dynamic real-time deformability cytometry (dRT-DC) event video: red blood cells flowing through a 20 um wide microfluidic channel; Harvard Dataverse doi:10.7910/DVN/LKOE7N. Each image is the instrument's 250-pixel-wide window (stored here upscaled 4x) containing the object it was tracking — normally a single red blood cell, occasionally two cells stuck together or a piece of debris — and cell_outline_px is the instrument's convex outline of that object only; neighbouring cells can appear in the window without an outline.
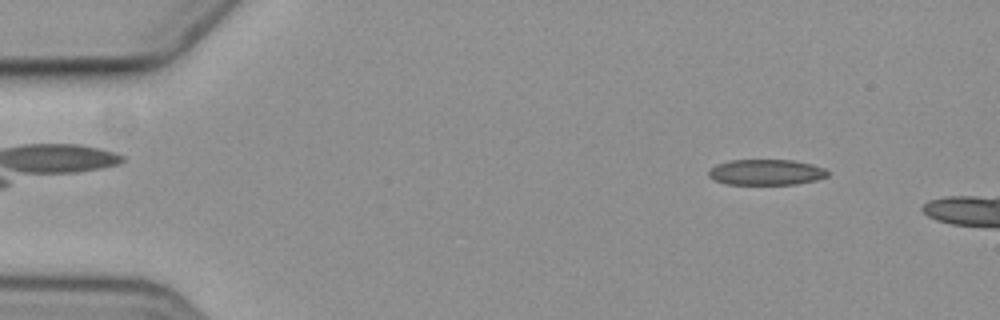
{"species": "common noctule bat (a hibernating species)", "species_latin": "Nyctalus noctula", "temperature_condition": "cold", "stored_images_in_passage": 2, "camera_frame_rate_fps": 3000, "um_per_image_px": 0.085, "animal": {"sex": "female", "body_mass_g": 19.3, "forearm_length_mm": 54.1}, "frame": {"image": 1, "passage_image": 1, "time_ms": 0.0, "image_size_px": [1000, 320], "cell_outline_px": [[828, 176], [816, 180], [796, 184], [728, 184], [716, 180], [708, 176], [708, 172], [716, 164], [728, 160], [796, 160], [812, 164], [824, 168], [828, 172]], "centroid_in_image_um": [65.14, 14.63], "position_along_channel_um": 19.9, "area_um2": 17.8}}